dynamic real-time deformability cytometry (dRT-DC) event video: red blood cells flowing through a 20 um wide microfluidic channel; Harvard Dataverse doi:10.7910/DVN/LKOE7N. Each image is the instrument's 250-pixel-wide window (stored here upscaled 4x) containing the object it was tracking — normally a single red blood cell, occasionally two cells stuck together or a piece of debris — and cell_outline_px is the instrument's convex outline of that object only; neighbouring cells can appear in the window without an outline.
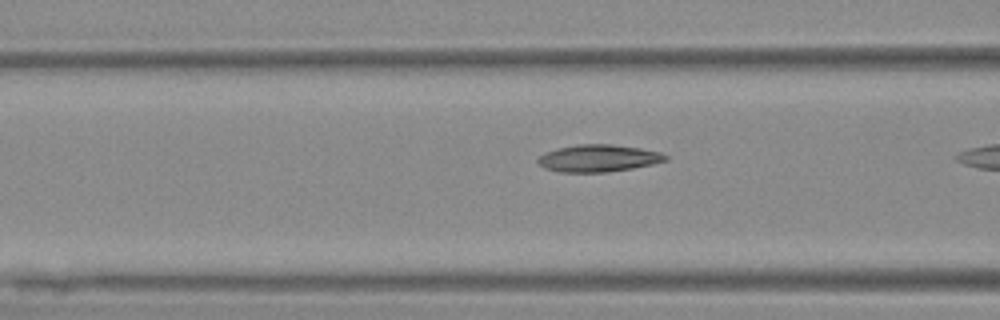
{"species": "Egyptian fruit bat (a non-hibernating species)", "species_latin": "Rousettus aegyptiacus", "temperature_condition": "warm", "stored_images_in_passage": 17, "camera_frame_rate_fps": 3000, "um_per_image_px": 0.085, "animal": {"sex": "female"}, "frame": {"image": 1, "passage_image": 16, "time_ms": 5.0, "image_size_px": [1000, 320], "cell_outline_px": [[668, 160], [652, 164], [632, 168], [608, 172], [560, 172], [544, 168], [536, 160], [540, 156], [548, 152], [560, 148], [576, 144], [612, 144], [640, 148], [660, 152], [668, 156]], "centroid_in_image_um": [50.89, 13.45], "position_along_channel_um": 115.7, "area_um2": 20.06}}